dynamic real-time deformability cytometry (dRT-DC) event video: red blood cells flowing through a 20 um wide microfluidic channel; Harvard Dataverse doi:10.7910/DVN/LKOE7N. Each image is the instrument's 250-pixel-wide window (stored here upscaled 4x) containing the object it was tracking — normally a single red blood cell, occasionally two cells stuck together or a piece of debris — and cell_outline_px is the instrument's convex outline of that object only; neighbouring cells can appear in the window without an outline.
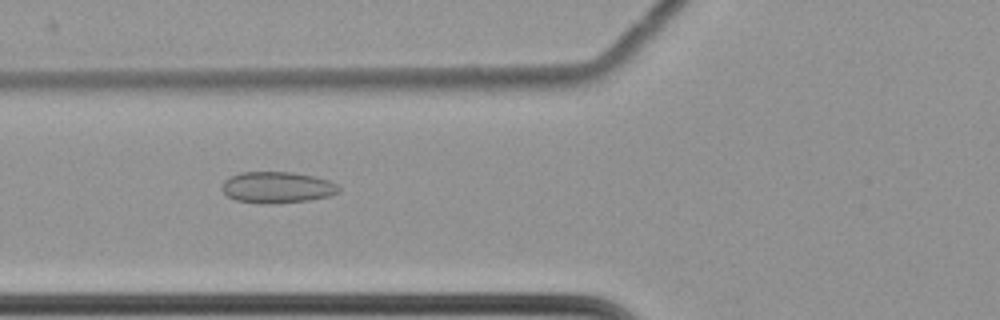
{"species": "common noctule bat (a hibernating species)", "species_latin": "Nyctalus noctula", "temperature_condition": "cold", "stored_images_in_passage": 29, "camera_frame_rate_fps": 3000, "um_per_image_px": 0.085, "animal": {"sex": "female", "body_mass_g": 22.7, "forearm_length_mm": 54.2}, "frame": {"image": 1, "passage_image": 25, "time_ms": 8.0, "image_size_px": [1000, 320], "cell_outline_px": [[340, 192], [328, 196], [308, 200], [276, 204], [260, 204], [236, 200], [228, 196], [220, 188], [224, 180], [228, 176], [240, 172], [292, 172], [312, 176], [328, 180], [336, 184], [340, 188]], "centroid_in_image_um": [23.51, 15.93], "position_along_channel_um": 102.3, "area_um2": 21.5}}
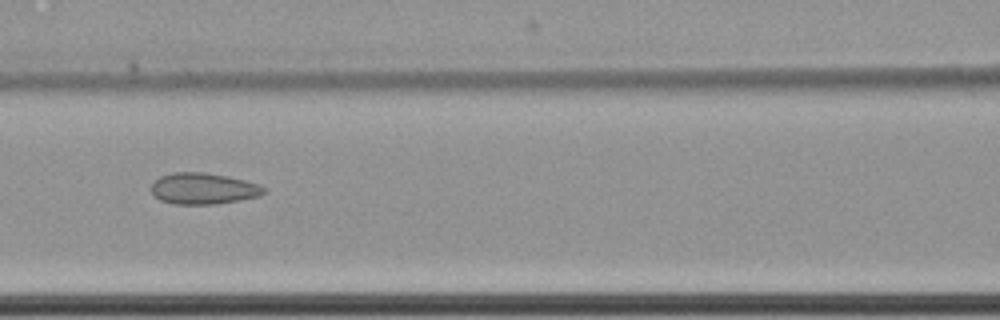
{"frame": {"image": 2, "passage_image": 29, "time_ms": 9.333, "image_size_px": [1000, 320], "cell_outline_px": [[264, 192], [260, 196], [240, 200], [216, 204], [172, 204], [160, 200], [152, 192], [152, 184], [160, 176], [172, 172], [204, 172], [228, 176], [260, 184], [264, 188]], "centroid_in_image_um": [17.29, 16.03], "position_along_channel_um": 149.3, "area_um2": 20.52}}